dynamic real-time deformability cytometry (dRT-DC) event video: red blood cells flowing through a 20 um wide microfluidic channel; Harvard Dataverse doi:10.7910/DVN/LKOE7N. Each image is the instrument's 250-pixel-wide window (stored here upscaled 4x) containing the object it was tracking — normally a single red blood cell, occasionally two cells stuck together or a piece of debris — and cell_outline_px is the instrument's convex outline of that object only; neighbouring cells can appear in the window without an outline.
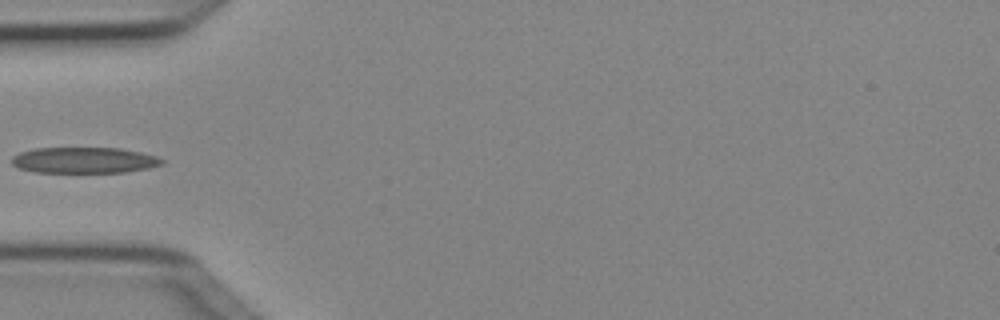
{"species": "Egyptian fruit bat (a non-hibernating species)", "species_latin": "Rousettus aegyptiacus", "temperature_condition": "cold", "stored_images_in_passage": 4, "camera_frame_rate_fps": 3000, "um_per_image_px": 0.085, "animal": {"sex": "female"}, "frame": {"image": 1, "passage_image": 4, "time_ms": 1.0, "image_size_px": [1000, 320], "cell_outline_px": [[164, 164], [148, 168], [124, 172], [36, 172], [20, 168], [12, 164], [12, 156], [20, 152], [36, 148], [120, 148], [140, 152], [156, 156], [164, 160]], "centroid_in_image_um": [7.17, 13.61], "position_along_channel_um": 77.8, "area_um2": 22.6}}